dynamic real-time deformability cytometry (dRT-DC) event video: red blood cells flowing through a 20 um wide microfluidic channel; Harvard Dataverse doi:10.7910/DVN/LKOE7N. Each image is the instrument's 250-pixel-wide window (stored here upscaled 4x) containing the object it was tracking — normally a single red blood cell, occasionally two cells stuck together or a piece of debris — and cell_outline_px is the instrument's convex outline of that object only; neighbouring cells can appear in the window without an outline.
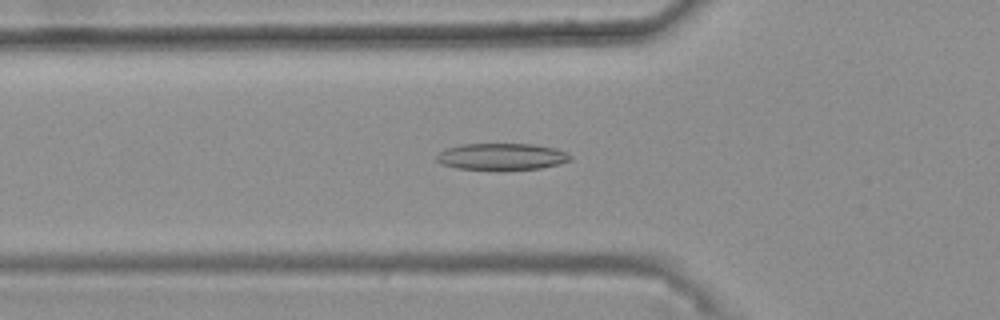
{"species": "common noctule bat (a hibernating species)", "species_latin": "Nyctalus noctula", "temperature_condition": "warm", "stored_images_in_passage": 48, "camera_frame_rate_fps": 3000, "um_per_image_px": 0.085, "animal": {"sex": "female", "body_mass_g": 25.1}, "frame": {"image": 1, "passage_image": 19, "time_ms": 6.0, "image_size_px": [1000, 320], "cell_outline_px": [[572, 160], [560, 164], [540, 168], [500, 172], [456, 168], [440, 164], [436, 160], [436, 156], [440, 152], [448, 148], [460, 144], [536, 144], [556, 148], [568, 152], [572, 156]], "centroid_in_image_um": [42.68, 13.34], "position_along_channel_um": 83.1, "area_um2": 21.68}}
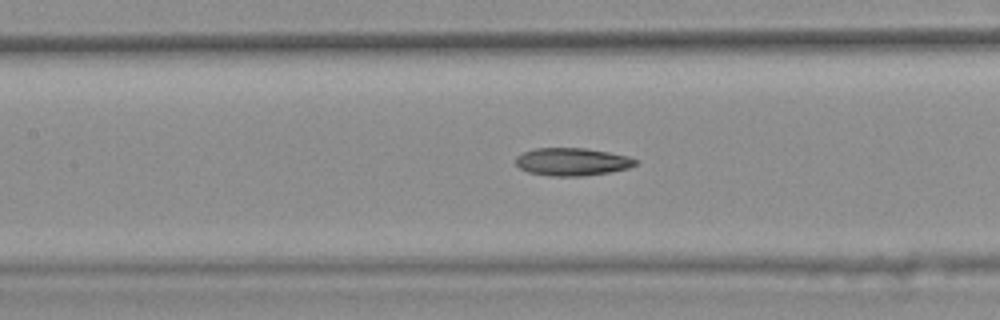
{"frame": {"image": 2, "passage_image": 25, "time_ms": 8.0, "image_size_px": [1000, 320], "cell_outline_px": [[640, 160], [636, 164], [628, 168], [608, 172], [584, 176], [552, 176], [528, 172], [520, 168], [516, 164], [516, 156], [524, 152], [536, 148], [584, 148], [608, 152], [628, 156]], "centroid_in_image_um": [48.64, 13.75], "position_along_channel_um": 158.8, "area_um2": 19.31}}
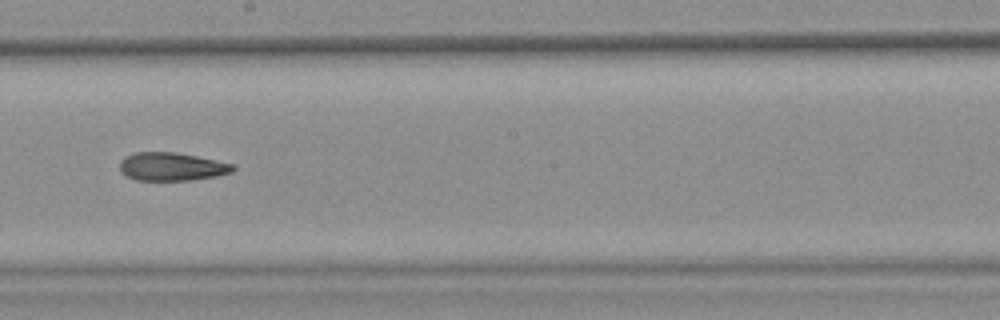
{"frame": {"image": 3, "passage_image": 31, "time_ms": 10.0, "image_size_px": [1000, 320], "cell_outline_px": [[236, 168], [232, 172], [216, 176], [192, 180], [136, 180], [120, 172], [120, 160], [124, 156], [136, 152], [172, 152], [196, 156], [236, 164]], "centroid_in_image_um": [14.6, 14.16], "position_along_channel_um": 233.6, "area_um2": 18.67}, "authors_computed_cell_mechanics": {"area_um2": 19.5075, "velocity_mm_per_s": 3.7504, "shape_relaxation_time_tau1_ms": null, "shape_relaxation_time_tau2_ms": 6.7958, "deformation_change_tau1": null, "deformation_change_tau2": 0.1691}}